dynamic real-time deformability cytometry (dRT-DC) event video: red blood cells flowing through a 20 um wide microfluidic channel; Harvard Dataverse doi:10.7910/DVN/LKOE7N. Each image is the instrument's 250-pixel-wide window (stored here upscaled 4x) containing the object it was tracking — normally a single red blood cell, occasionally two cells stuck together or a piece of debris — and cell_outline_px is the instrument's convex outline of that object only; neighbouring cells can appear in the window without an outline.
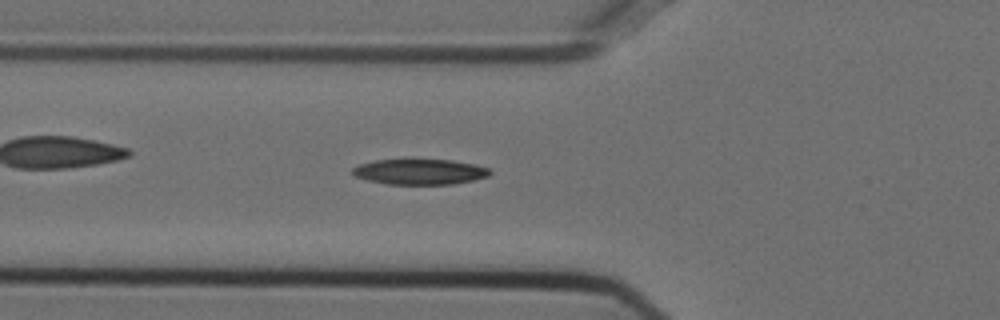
{"species": "Egyptian fruit bat (a non-hibernating species)", "species_latin": "Rousettus aegyptiacus", "temperature_condition": "cold", "stored_images_in_passage": 43, "camera_frame_rate_fps": 3000, "um_per_image_px": 0.085, "animal": {"sex": "female"}, "frame": {"image": 1, "passage_image": 9, "time_ms": 2.667, "image_size_px": [1000, 320], "cell_outline_px": [[492, 172], [488, 176], [472, 180], [452, 184], [388, 184], [368, 180], [356, 176], [352, 172], [352, 168], [360, 164], [376, 160], [452, 160], [472, 164], [488, 168]], "centroid_in_image_um": [35.68, 14.6], "position_along_channel_um": 90.1, "area_um2": 20.06}}
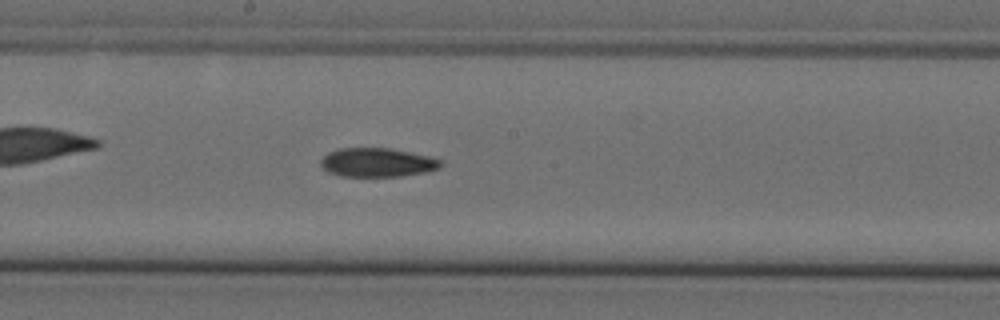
{"frame": {"image": 2, "passage_image": 19, "time_ms": 6.0, "image_size_px": [1000, 320], "cell_outline_px": [[440, 168], [424, 172], [400, 176], [340, 176], [328, 172], [320, 164], [320, 160], [328, 152], [340, 148], [388, 148], [428, 156], [440, 160]], "centroid_in_image_um": [32.01, 13.81], "position_along_channel_um": 216.2, "area_um2": 19.94}}
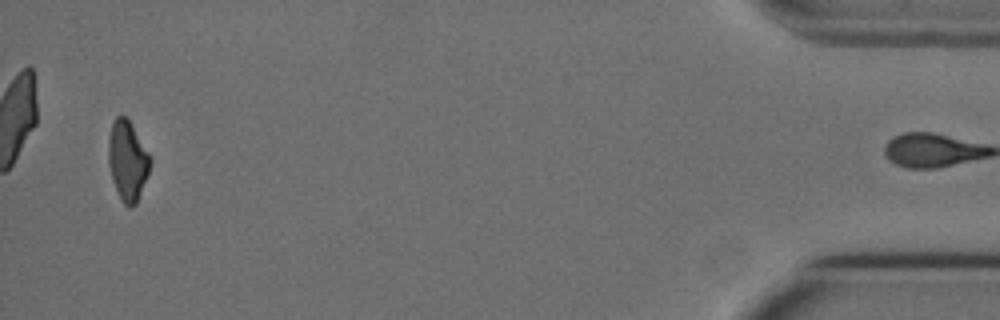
{"frame": {"image": 3, "passage_image": 42, "time_ms": 13.667, "image_size_px": [1000, 320], "cell_outline_px": [[152, 160], [148, 172], [136, 204], [132, 208], [128, 208], [120, 200], [112, 176], [108, 160], [108, 140], [112, 124], [116, 116], [128, 116], [148, 152]], "centroid_in_image_um": [10.84, 13.63], "position_along_channel_um": 424.4, "area_um2": 19.36}, "authors_computed_cell_mechanics": {"area_um2": 20.519, "velocity_mm_per_s": 3.7498, "shape_relaxation_time_tau1_ms": 5.1505, "shape_relaxation_time_tau2_ms": 8.4685, "deformation_change_tau1": 0.174, "deformation_change_tau2": 0.1668}}